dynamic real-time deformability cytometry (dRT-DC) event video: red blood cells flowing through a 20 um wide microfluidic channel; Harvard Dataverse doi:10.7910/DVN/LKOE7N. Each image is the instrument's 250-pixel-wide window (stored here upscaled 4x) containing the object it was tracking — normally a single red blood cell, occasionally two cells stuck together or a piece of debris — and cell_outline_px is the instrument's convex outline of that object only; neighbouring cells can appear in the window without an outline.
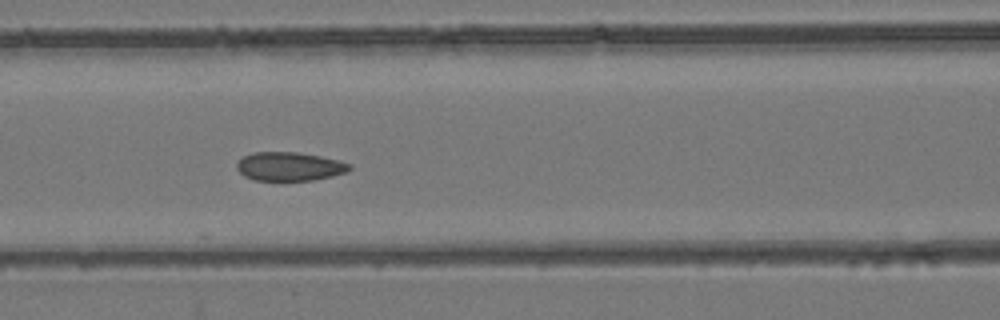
{"species": "common noctule bat (a hibernating species)", "species_latin": "Nyctalus noctula", "temperature_condition": "room temperature", "stored_images_in_passage": 6, "camera_frame_rate_fps": 3000, "um_per_image_px": 0.085, "animal": {"sex": "female", "body_mass_g": 24.6, "forearm_length_mm": 56.2}, "frame": {"image": 1, "passage_image": 5, "time_ms": 1.333, "image_size_px": [1000, 320], "cell_outline_px": [[352, 168], [348, 172], [332, 176], [312, 180], [256, 180], [244, 176], [236, 168], [236, 164], [244, 156], [252, 152], [296, 152], [320, 156], [340, 160], [352, 164]], "centroid_in_image_um": [24.64, 14.14], "position_along_channel_um": 142.0, "area_um2": 18.9}}
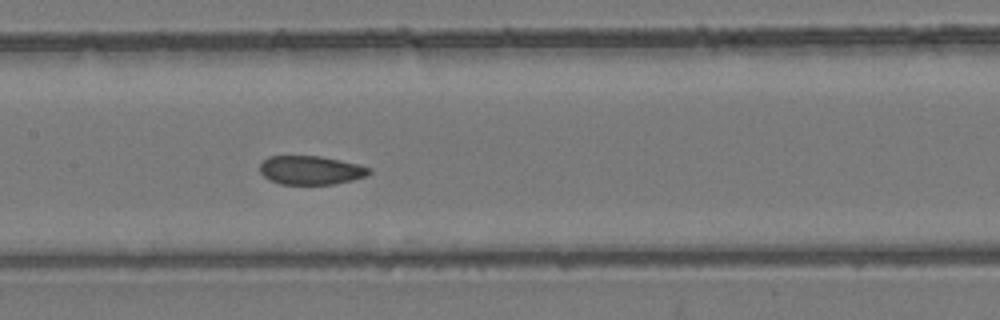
{"frame": {"image": 2, "passage_image": 6, "time_ms": 1.667, "image_size_px": [1000, 320], "cell_outline_px": [[372, 172], [368, 176], [352, 180], [332, 184], [280, 184], [264, 176], [260, 172], [260, 164], [268, 156], [320, 156], [356, 164], [372, 168]], "centroid_in_image_um": [26.44, 14.46], "position_along_channel_um": 181.0, "area_um2": 18.21}}